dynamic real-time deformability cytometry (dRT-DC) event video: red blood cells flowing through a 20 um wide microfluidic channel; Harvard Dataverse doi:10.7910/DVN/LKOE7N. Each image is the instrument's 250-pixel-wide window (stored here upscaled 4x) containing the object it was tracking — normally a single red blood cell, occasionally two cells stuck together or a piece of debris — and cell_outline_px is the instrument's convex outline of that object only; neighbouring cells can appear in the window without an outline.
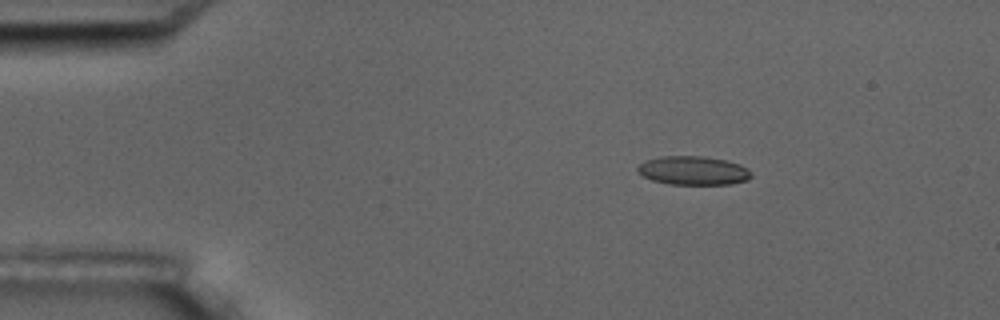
{"species": "common noctule bat (a hibernating species)", "species_latin": "Nyctalus noctula", "temperature_condition": "room temperature", "stored_images_in_passage": 7, "camera_frame_rate_fps": 3000, "um_per_image_px": 0.085, "animal": {"sex": "male", "body_mass_g": 17.5, "forearm_length_mm": 52.3}, "frame": {"image": 1, "passage_image": 1, "time_ms": 0.0, "image_size_px": [1000, 320], "cell_outline_px": [[752, 176], [748, 180], [732, 184], [668, 184], [652, 180], [636, 172], [636, 168], [640, 164], [648, 160], [664, 156], [704, 156], [724, 160], [740, 164], [748, 168], [752, 172]], "centroid_in_image_um": [58.96, 14.5], "position_along_channel_um": 26.0, "area_um2": 19.07}}
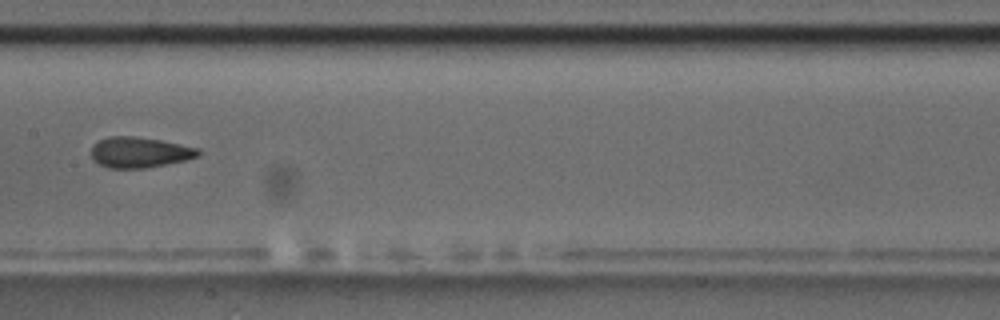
{"frame": {"image": 2, "passage_image": 6, "time_ms": 6.667, "image_size_px": [1000, 320], "cell_outline_px": [[200, 156], [184, 160], [144, 168], [108, 168], [100, 164], [92, 156], [92, 144], [108, 136], [136, 136], [160, 140], [200, 148]], "centroid_in_image_um": [11.87, 12.93], "position_along_channel_um": 195.5, "area_um2": 18.96}}
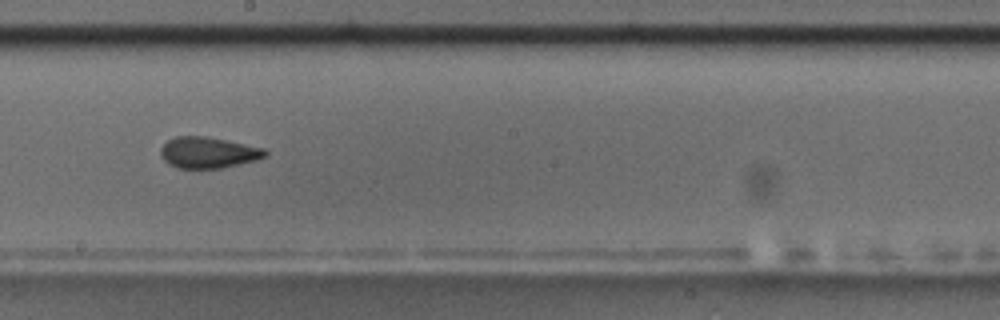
{"frame": {"image": 3, "passage_image": 7, "time_ms": 7.667, "image_size_px": [1000, 320], "cell_outline_px": [[268, 156], [256, 160], [240, 164], [220, 168], [180, 168], [168, 164], [160, 156], [160, 148], [168, 140], [176, 136], [204, 136], [264, 148], [268, 152]], "centroid_in_image_um": [17.69, 12.97], "position_along_channel_um": 230.5, "area_um2": 18.9}}